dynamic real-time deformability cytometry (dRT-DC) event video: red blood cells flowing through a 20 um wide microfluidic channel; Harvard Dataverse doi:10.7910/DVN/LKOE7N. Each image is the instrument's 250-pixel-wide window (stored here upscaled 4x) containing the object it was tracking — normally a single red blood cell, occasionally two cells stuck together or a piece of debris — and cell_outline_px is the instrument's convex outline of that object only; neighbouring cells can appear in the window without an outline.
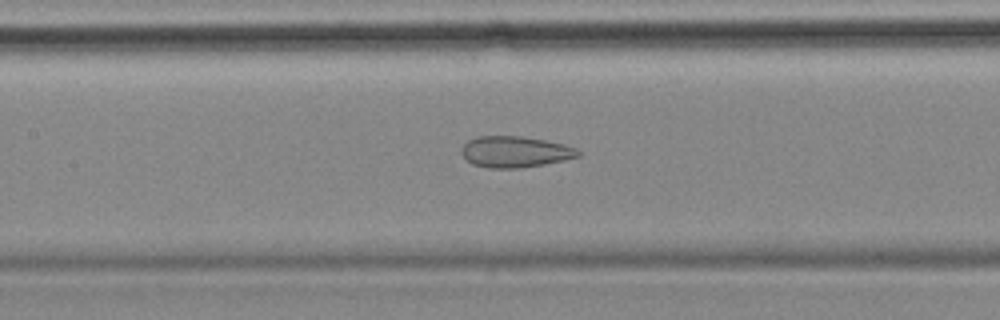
{"species": "common noctule bat (a hibernating species)", "species_latin": "Nyctalus noctula", "temperature_condition": "cold", "stored_images_in_passage": 56, "camera_frame_rate_fps": 3000, "um_per_image_px": 0.085, "animal": {"sex": "female", "body_mass_g": 18.4}, "frame": {"image": 1, "passage_image": 25, "time_ms": 8.0, "image_size_px": [1000, 320], "cell_outline_px": [[580, 156], [564, 160], [544, 164], [520, 168], [488, 168], [472, 164], [460, 152], [460, 148], [468, 140], [476, 136], [520, 136], [544, 140], [564, 144], [576, 148], [580, 152]], "centroid_in_image_um": [43.76, 12.9], "position_along_channel_um": 163.6, "area_um2": 21.21}}
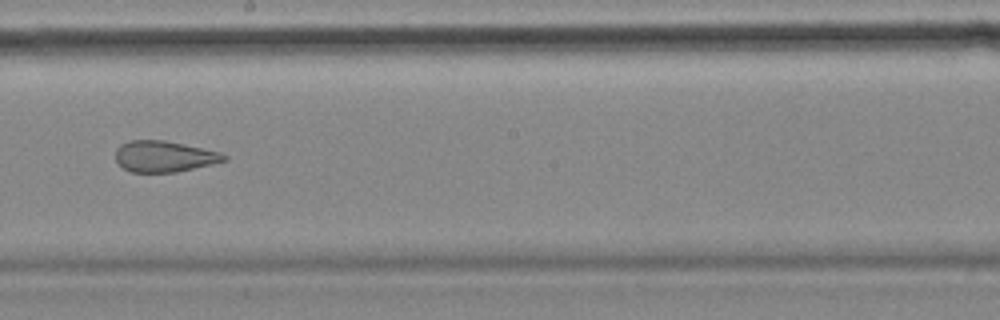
{"frame": {"image": 2, "passage_image": 31, "time_ms": 10.0, "image_size_px": [1000, 320], "cell_outline_px": [[228, 160], [212, 164], [176, 172], [132, 172], [124, 168], [116, 160], [116, 148], [120, 144], [128, 140], [164, 140], [184, 144], [220, 152], [228, 156]], "centroid_in_image_um": [13.96, 13.29], "position_along_channel_um": 234.2, "area_um2": 19.65}}
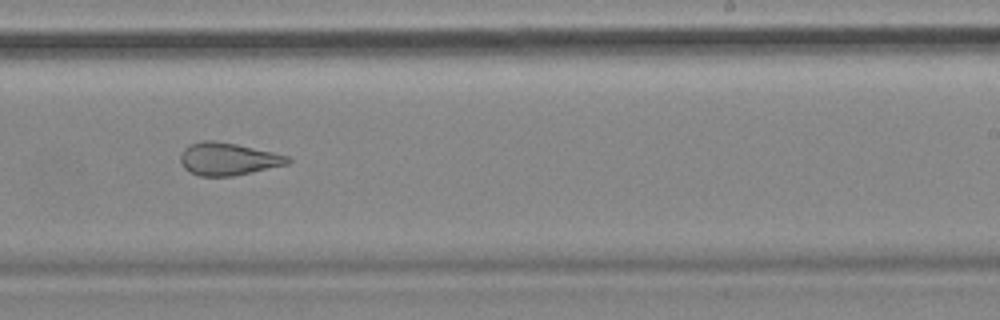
{"frame": {"image": 3, "passage_image": 34, "time_ms": 11.0, "image_size_px": [1000, 320], "cell_outline_px": [[292, 160], [288, 164], [252, 172], [232, 176], [200, 176], [188, 172], [180, 164], [180, 152], [184, 148], [192, 144], [204, 140], [212, 140], [236, 144], [272, 152], [288, 156]], "centroid_in_image_um": [19.35, 13.52], "position_along_channel_um": 269.7, "area_um2": 20.35}, "authors_computed_cell_mechanics": {"area_um2": 26.2701, "velocity_mm_per_s": 3.553, "shape_relaxation_time_tau1_ms": null, "shape_relaxation_time_tau2_ms": 1.6659, "deformation_change_tau1": null, "deformation_change_tau2": 0.0925}}